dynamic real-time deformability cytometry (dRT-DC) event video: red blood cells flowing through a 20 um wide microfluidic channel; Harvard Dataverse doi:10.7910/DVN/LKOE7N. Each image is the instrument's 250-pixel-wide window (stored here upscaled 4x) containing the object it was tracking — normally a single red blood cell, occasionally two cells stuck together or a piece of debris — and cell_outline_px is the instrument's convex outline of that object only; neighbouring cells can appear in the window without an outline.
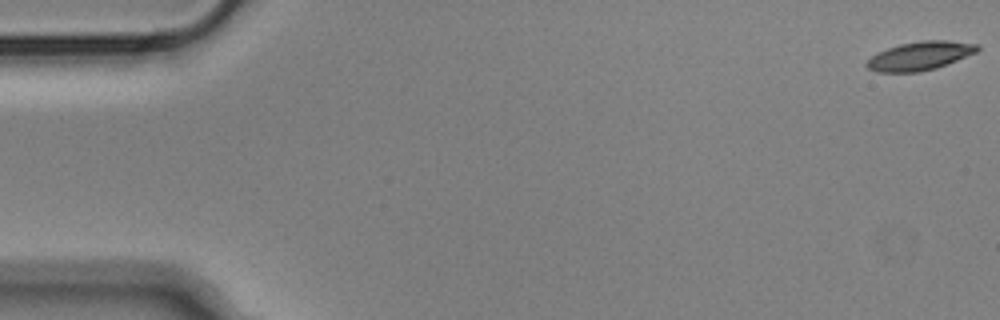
{"species": "Egyptian fruit bat (a non-hibernating species)", "species_latin": "Rousettus aegyptiacus", "temperature_condition": "cold", "stored_images_in_passage": 13, "camera_frame_rate_fps": 3000, "um_per_image_px": 0.085, "animal": {"sex": "male"}, "frame": {"image": 1, "passage_image": 1, "time_ms": 0.0, "image_size_px": [1000, 320], "cell_outline_px": [[980, 48], [976, 52], [936, 68], [920, 72], [876, 72], [868, 68], [864, 64], [872, 56], [888, 48], [900, 44], [920, 40], [948, 40], [980, 44]], "centroid_in_image_um": [78.21, 4.74], "position_along_channel_um": 6.8, "area_um2": 18.38}}